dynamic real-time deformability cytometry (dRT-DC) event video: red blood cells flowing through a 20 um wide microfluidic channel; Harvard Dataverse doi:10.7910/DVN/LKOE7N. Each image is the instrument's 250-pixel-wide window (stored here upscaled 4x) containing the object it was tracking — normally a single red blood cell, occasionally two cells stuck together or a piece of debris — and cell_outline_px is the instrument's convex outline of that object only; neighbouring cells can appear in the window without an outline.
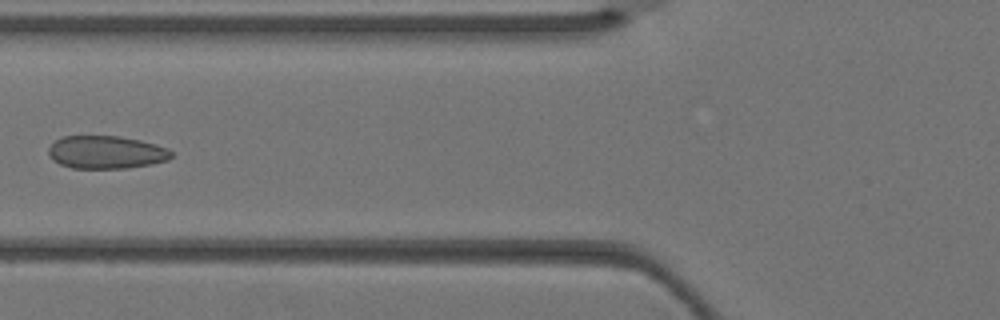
{"species": "Egyptian fruit bat (a non-hibernating species)", "species_latin": "Rousettus aegyptiacus", "temperature_condition": "warm", "stored_images_in_passage": 5, "camera_frame_rate_fps": 3000, "um_per_image_px": 0.085, "animal": {"sex": "female"}, "frame": {"image": 1, "passage_image": 5, "time_ms": 1.333, "image_size_px": [1000, 320], "cell_outline_px": [[172, 156], [168, 160], [152, 164], [128, 168], [72, 168], [60, 164], [52, 160], [48, 156], [48, 148], [56, 140], [64, 136], [120, 136], [140, 140], [156, 144], [168, 148], [172, 152]], "centroid_in_image_um": [9.02, 12.94], "position_along_channel_um": 116.8, "area_um2": 23.7}}